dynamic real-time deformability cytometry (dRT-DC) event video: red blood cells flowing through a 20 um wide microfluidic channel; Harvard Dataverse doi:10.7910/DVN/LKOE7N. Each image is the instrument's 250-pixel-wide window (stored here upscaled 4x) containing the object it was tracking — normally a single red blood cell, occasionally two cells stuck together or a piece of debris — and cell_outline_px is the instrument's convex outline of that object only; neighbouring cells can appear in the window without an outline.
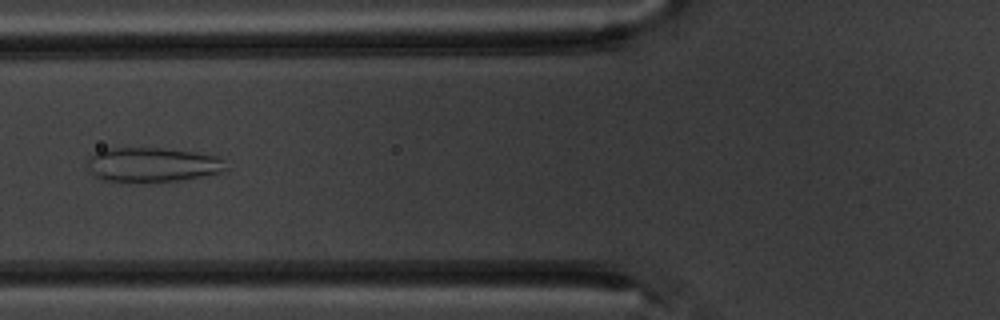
{"species": "common noctule bat (a hibernating species)", "species_latin": "Nyctalus noctula", "temperature_condition": "warm", "stored_images_in_passage": 6, "camera_frame_rate_fps": 3000, "um_per_image_px": 0.085, "animal": {"sex": "male", "body_mass_g": 20.1, "forearm_length_mm": 53.5}, "frame": {"image": 1, "passage_image": 6, "time_ms": 6.667, "image_size_px": [1000, 320], "cell_outline_px": [[228, 168], [224, 172], [176, 180], [120, 184], [104, 180], [96, 176], [88, 168], [88, 156], [104, 148], [164, 148], [196, 152], [216, 156]], "centroid_in_image_um": [12.88, 14.01], "position_along_channel_um": 112.9, "area_um2": 28.15}}